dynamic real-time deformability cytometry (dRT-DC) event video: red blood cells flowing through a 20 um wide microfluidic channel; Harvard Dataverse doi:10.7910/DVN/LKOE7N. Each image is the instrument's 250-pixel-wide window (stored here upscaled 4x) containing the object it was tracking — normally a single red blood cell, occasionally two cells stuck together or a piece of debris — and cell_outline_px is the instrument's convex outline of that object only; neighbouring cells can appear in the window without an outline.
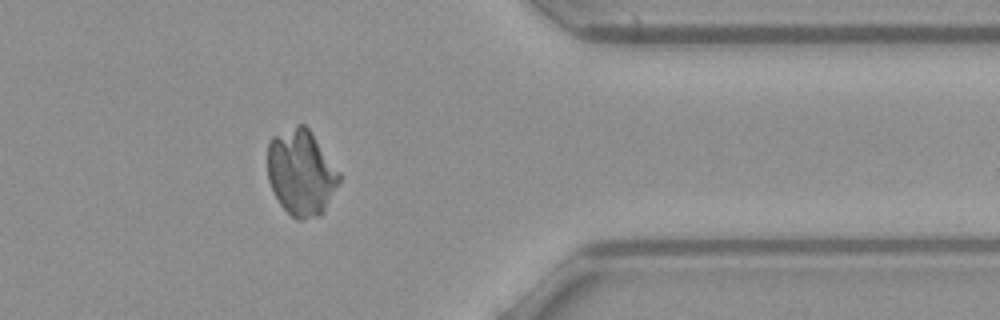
{"species": "common noctule bat (a hibernating species)", "species_latin": "Nyctalus noctula", "temperature_condition": "warm", "stored_images_in_passage": 39, "camera_frame_rate_fps": 3000, "um_per_image_px": 0.085, "animal": {"sex": "female", "body_mass_g": 21.9}, "frame": {"image": 1, "passage_image": 28, "time_ms": 9.0, "image_size_px": [1000, 320], "cell_outline_px": [[340, 180], [324, 212], [320, 216], [304, 220], [296, 220], [280, 204], [268, 180], [268, 140], [272, 136], [296, 124], [304, 124], [308, 128], [340, 172]], "centroid_in_image_um": [25.59, 14.68], "position_along_channel_um": 385.8, "area_um2": 35.89}}
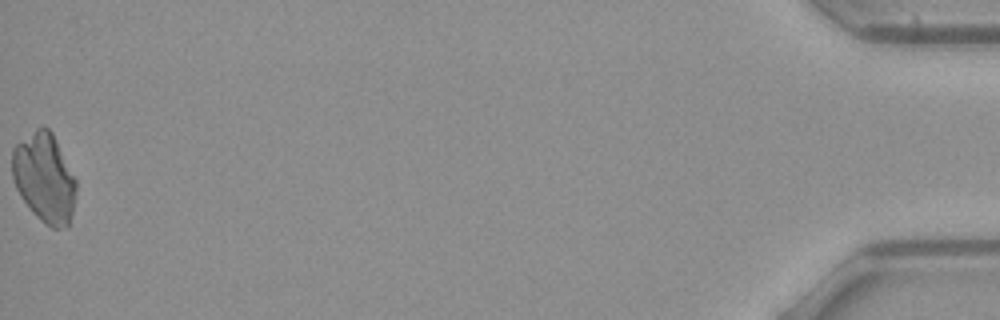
{"frame": {"image": 2, "passage_image": 39, "time_ms": 12.667, "image_size_px": [1000, 320], "cell_outline_px": [[76, 192], [72, 212], [68, 228], [52, 228], [44, 224], [32, 212], [20, 196], [16, 188], [12, 176], [12, 148], [16, 144], [36, 128], [44, 124], [52, 132], [76, 180]], "centroid_in_image_um": [3.76, 15.12], "position_along_channel_um": 431.4, "area_um2": 33.41}}